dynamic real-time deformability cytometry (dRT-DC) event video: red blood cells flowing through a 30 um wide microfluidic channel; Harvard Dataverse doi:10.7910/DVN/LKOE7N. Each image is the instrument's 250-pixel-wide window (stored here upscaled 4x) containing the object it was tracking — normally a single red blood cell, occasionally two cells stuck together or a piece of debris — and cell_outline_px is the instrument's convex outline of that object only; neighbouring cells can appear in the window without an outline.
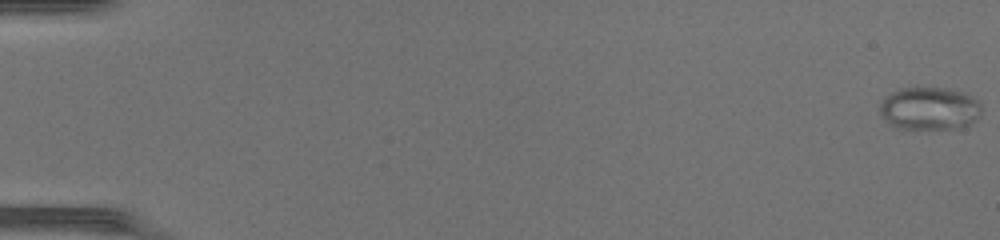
{"species": "common noctule bat (a hibernating species)", "species_latin": "Nyctalus noctula", "temperature_condition": "warm", "stored_images_in_passage": 49, "camera_frame_rate_fps": 3000, "um_per_image_px": 0.085, "animal": {"sex": "female", "body_mass_g": 17.0, "forearm_length_mm": 48.0}, "frame": {"image": 1, "passage_image": 1, "time_ms": 0.0, "image_size_px": [1000, 240], "cell_outline_px": [[980, 116], [976, 120], [968, 124], [956, 128], [900, 128], [884, 120], [880, 112], [880, 104], [892, 92], [900, 88], [952, 88], [964, 92], [972, 96], [980, 104]], "centroid_in_image_um": [79.03, 9.2], "position_along_channel_um": 6.0, "area_um2": 25.09}}
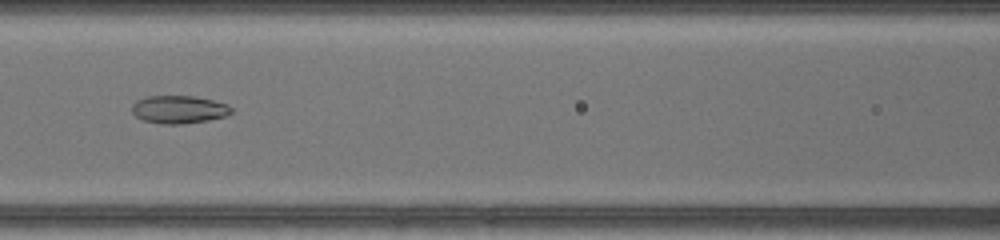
{"frame": {"image": 2, "passage_image": 24, "time_ms": 7.667, "image_size_px": [1000, 240], "cell_outline_px": [[232, 112], [224, 116], [208, 120], [180, 124], [160, 124], [144, 120], [136, 116], [132, 112], [132, 104], [136, 100], [148, 96], [196, 96], [228, 104], [232, 108]], "centroid_in_image_um": [15.19, 9.3], "position_along_channel_um": 151.4, "area_um2": 16.13}}
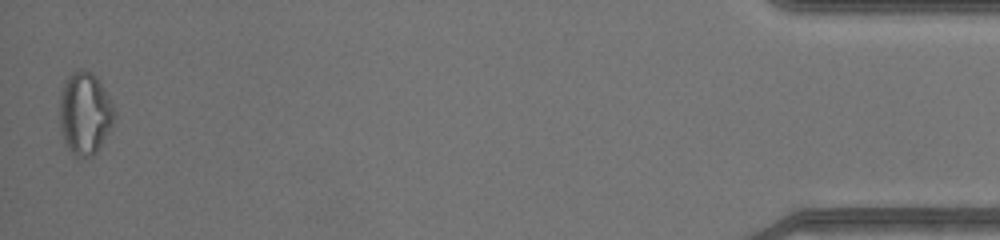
{"frame": {"image": 3, "passage_image": 49, "time_ms": 16.0, "image_size_px": [1000, 240], "cell_outline_px": [[116, 116], [112, 124], [96, 152], [92, 156], [84, 160], [76, 156], [68, 148], [64, 140], [60, 128], [60, 96], [64, 80], [72, 72], [80, 68], [92, 72], [100, 80], [112, 104]], "centroid_in_image_um": [7.2, 9.61], "position_along_channel_um": 428.0, "area_um2": 26.36}, "authors_computed_cell_mechanics": {"area_um2": 20.0566, "velocity_mm_per_s": 4.3648, "shape_relaxation_time_tau1_ms": null, "shape_relaxation_time_tau2_ms": 1.7384, "deformation_change_tau1": null, "deformation_change_tau2": 0.0696}}